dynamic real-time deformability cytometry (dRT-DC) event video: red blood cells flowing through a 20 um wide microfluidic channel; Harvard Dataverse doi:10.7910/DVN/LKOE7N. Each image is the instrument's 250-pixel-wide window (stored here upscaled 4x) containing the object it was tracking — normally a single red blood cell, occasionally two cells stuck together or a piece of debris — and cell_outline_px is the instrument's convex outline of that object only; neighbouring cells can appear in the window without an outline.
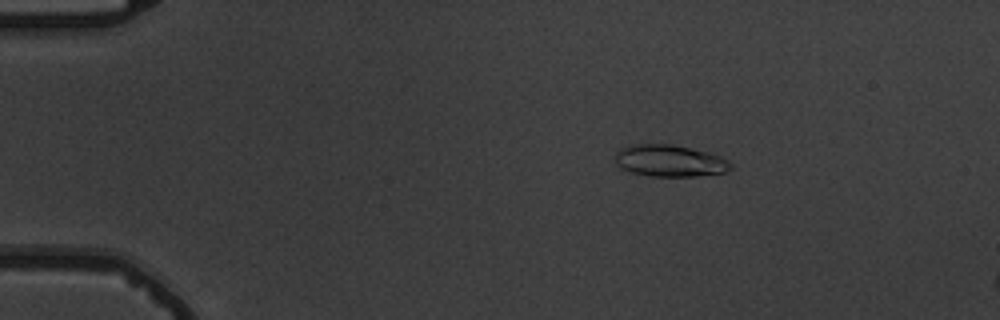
{"species": "common noctule bat (a hibernating species)", "species_latin": "Nyctalus noctula", "temperature_condition": "warm", "stored_images_in_passage": 5, "camera_frame_rate_fps": 3000, "um_per_image_px": 0.085, "animal": {"sex": "male", "body_mass_g": 19.5, "forearm_length_mm": 54.6}, "frame": {"image": 1, "passage_image": 3, "time_ms": 2.333, "image_size_px": [1000, 320], "cell_outline_px": [[732, 168], [724, 172], [696, 176], [652, 176], [632, 172], [620, 168], [616, 164], [616, 152], [620, 148], [632, 144], [672, 144], [708, 152], [720, 156], [728, 160], [732, 164]], "centroid_in_image_um": [56.92, 13.66], "position_along_channel_um": 28.1, "area_um2": 21.39}}